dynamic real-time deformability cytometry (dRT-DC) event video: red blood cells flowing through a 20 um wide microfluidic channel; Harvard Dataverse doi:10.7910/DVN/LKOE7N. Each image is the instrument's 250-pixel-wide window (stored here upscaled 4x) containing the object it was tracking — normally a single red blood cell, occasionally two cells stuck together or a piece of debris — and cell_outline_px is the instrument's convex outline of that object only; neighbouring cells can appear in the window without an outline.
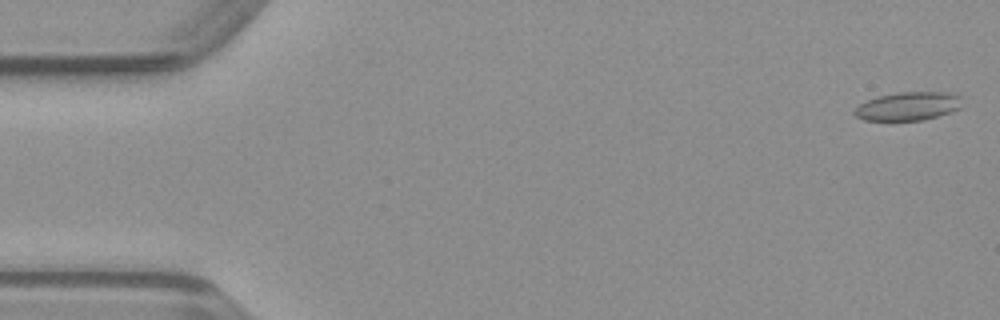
{"species": "common noctule bat (a hibernating species)", "species_latin": "Nyctalus noctula", "temperature_condition": "warm", "stored_images_in_passage": 49, "camera_frame_rate_fps": 3000, "um_per_image_px": 0.085, "animal": {"sex": "male", "body_mass_g": 23.1, "forearm_length_mm": 52.7}, "frame": {"image": 1, "passage_image": 1, "time_ms": 0.0, "image_size_px": [1000, 320], "cell_outline_px": [[960, 108], [952, 112], [924, 120], [892, 124], [864, 120], [856, 116], [852, 112], [860, 104], [868, 100], [880, 96], [896, 92], [960, 92]], "centroid_in_image_um": [77.18, 9.08], "position_along_channel_um": 7.8, "area_um2": 18.79}}
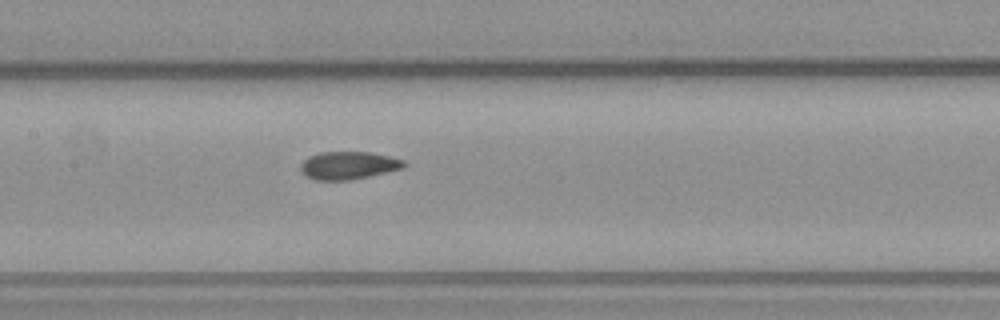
{"frame": {"image": 2, "passage_image": 23, "time_ms": 7.333, "image_size_px": [1000, 320], "cell_outline_px": [[408, 164], [404, 168], [368, 176], [348, 180], [316, 180], [304, 176], [300, 168], [300, 164], [308, 156], [320, 152], [372, 152], [404, 160]], "centroid_in_image_um": [29.6, 14.05], "position_along_channel_um": 177.8, "area_um2": 16.82}}
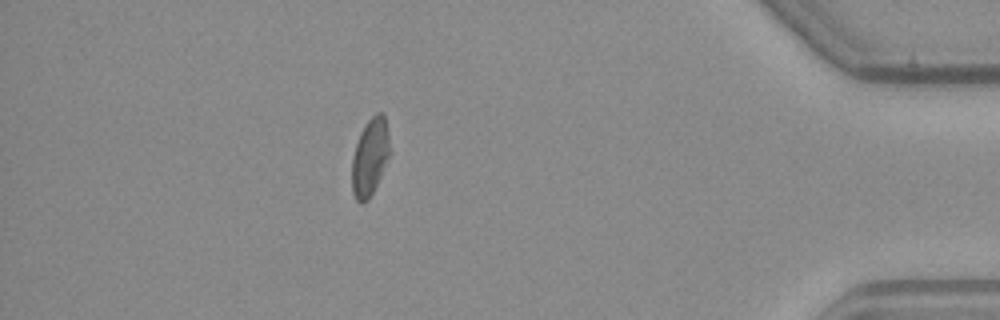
{"frame": {"image": 3, "passage_image": 43, "time_ms": 14.0, "image_size_px": [1000, 320], "cell_outline_px": [[388, 156], [380, 176], [368, 200], [360, 204], [356, 200], [352, 192], [352, 160], [356, 144], [360, 132], [368, 120], [376, 112], [380, 112], [384, 116], [388, 136]], "centroid_in_image_um": [31.41, 13.36], "position_along_channel_um": 403.8, "area_um2": 16.53}}